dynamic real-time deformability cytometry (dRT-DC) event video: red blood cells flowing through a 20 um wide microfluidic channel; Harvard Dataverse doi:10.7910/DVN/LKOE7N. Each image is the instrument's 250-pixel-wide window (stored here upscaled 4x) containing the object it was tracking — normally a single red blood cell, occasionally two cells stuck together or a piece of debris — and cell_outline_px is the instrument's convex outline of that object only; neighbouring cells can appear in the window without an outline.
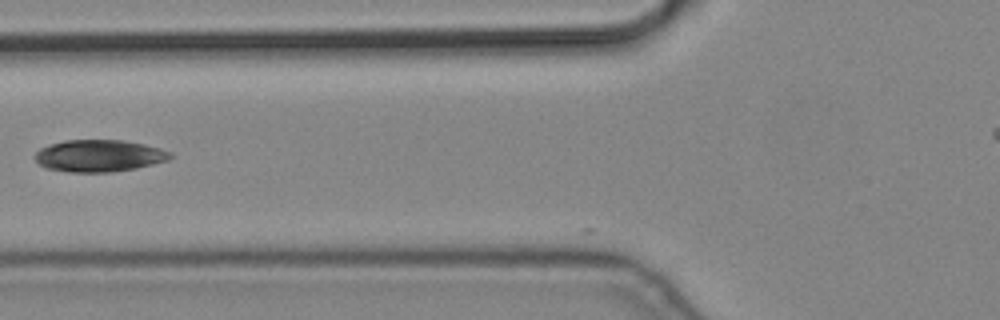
{"species": "common noctule bat (a hibernating species)", "species_latin": "Nyctalus noctula", "temperature_condition": "cold", "stored_images_in_passage": 4, "camera_frame_rate_fps": 3000, "um_per_image_px": 0.085, "animal": {"sex": "male", "body_mass_g": 19.2, "forearm_length_mm": 51.8}, "frame": {"image": 1, "passage_image": 2, "time_ms": 0.333, "image_size_px": [1000, 320], "cell_outline_px": [[172, 156], [168, 160], [136, 168], [108, 172], [68, 172], [44, 168], [36, 160], [36, 152], [40, 148], [48, 144], [64, 140], [124, 140], [144, 144], [160, 148], [172, 152]], "centroid_in_image_um": [8.41, 13.23], "position_along_channel_um": 117.4, "area_um2": 25.26}}
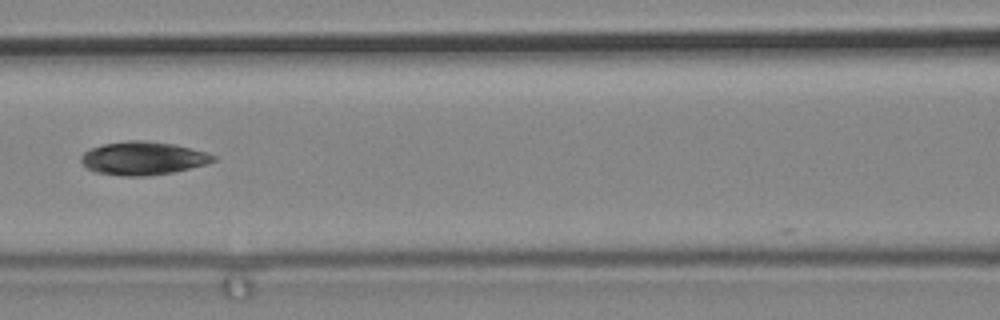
{"frame": {"image": 2, "passage_image": 3, "time_ms": 0.667, "image_size_px": [1000, 320], "cell_outline_px": [[216, 160], [208, 164], [172, 172], [144, 176], [124, 176], [96, 172], [88, 168], [80, 160], [80, 156], [88, 148], [104, 144], [128, 140], [144, 140], [172, 144], [208, 152], [216, 156]], "centroid_in_image_um": [12.16, 13.44], "position_along_channel_um": 154.4, "area_um2": 25.61}}